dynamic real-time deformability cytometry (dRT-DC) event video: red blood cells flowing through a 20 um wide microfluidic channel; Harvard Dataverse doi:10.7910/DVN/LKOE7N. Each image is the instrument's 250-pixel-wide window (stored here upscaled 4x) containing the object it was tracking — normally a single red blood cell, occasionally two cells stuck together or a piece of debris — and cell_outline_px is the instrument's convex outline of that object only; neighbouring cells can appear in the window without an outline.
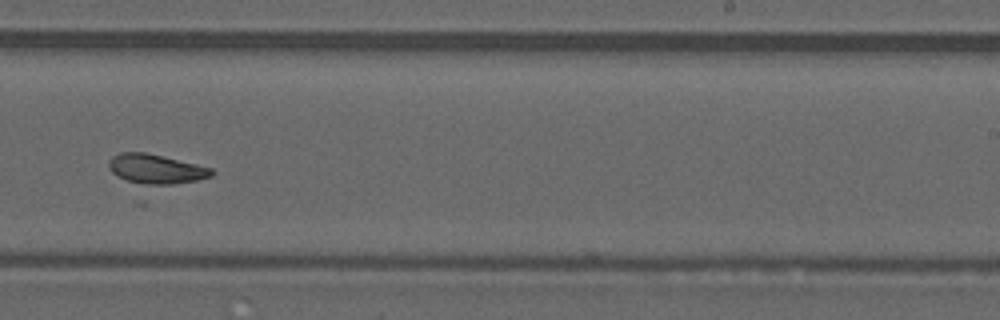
{"species": "common noctule bat (a hibernating species)", "species_latin": "Nyctalus noctula", "temperature_condition": "warm", "stored_images_in_passage": 38, "camera_frame_rate_fps": 3000, "um_per_image_px": 0.085, "animal": {"sex": "male", "forearm_length_mm": 52.5}, "frame": {"image": 1, "passage_image": 19, "time_ms": 6.0, "image_size_px": [1000, 320], "cell_outline_px": [[216, 172], [212, 176], [196, 180], [172, 184], [144, 184], [128, 180], [112, 172], [108, 168], [108, 160], [112, 156], [120, 152], [144, 152], [196, 164], [212, 168]], "centroid_in_image_um": [13.26, 14.35], "position_along_channel_um": 275.7, "area_um2": 17.4}}